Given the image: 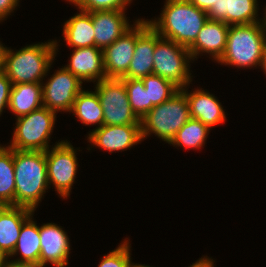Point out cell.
<instances>
[{
  "mask_svg": "<svg viewBox=\"0 0 266 267\" xmlns=\"http://www.w3.org/2000/svg\"><path fill=\"white\" fill-rule=\"evenodd\" d=\"M265 44L266 27L262 21L246 25H231L225 51L217 62L238 68L260 66Z\"/></svg>",
  "mask_w": 266,
  "mask_h": 267,
  "instance_id": "4",
  "label": "cell"
},
{
  "mask_svg": "<svg viewBox=\"0 0 266 267\" xmlns=\"http://www.w3.org/2000/svg\"><path fill=\"white\" fill-rule=\"evenodd\" d=\"M19 2V0H0V22L11 15Z\"/></svg>",
  "mask_w": 266,
  "mask_h": 267,
  "instance_id": "32",
  "label": "cell"
},
{
  "mask_svg": "<svg viewBox=\"0 0 266 267\" xmlns=\"http://www.w3.org/2000/svg\"><path fill=\"white\" fill-rule=\"evenodd\" d=\"M6 267H21V266H11V265H7Z\"/></svg>",
  "mask_w": 266,
  "mask_h": 267,
  "instance_id": "41",
  "label": "cell"
},
{
  "mask_svg": "<svg viewBox=\"0 0 266 267\" xmlns=\"http://www.w3.org/2000/svg\"><path fill=\"white\" fill-rule=\"evenodd\" d=\"M70 112H73V115H75L82 124H98L96 128L103 126V109L96 91L91 92L83 89L77 95Z\"/></svg>",
  "mask_w": 266,
  "mask_h": 267,
  "instance_id": "24",
  "label": "cell"
},
{
  "mask_svg": "<svg viewBox=\"0 0 266 267\" xmlns=\"http://www.w3.org/2000/svg\"><path fill=\"white\" fill-rule=\"evenodd\" d=\"M130 242L124 240L118 247L102 257L98 267H129L131 254Z\"/></svg>",
  "mask_w": 266,
  "mask_h": 267,
  "instance_id": "30",
  "label": "cell"
},
{
  "mask_svg": "<svg viewBox=\"0 0 266 267\" xmlns=\"http://www.w3.org/2000/svg\"><path fill=\"white\" fill-rule=\"evenodd\" d=\"M228 31V24L208 19L195 42L188 48L193 61L202 53H207L213 60L218 61L225 51Z\"/></svg>",
  "mask_w": 266,
  "mask_h": 267,
  "instance_id": "17",
  "label": "cell"
},
{
  "mask_svg": "<svg viewBox=\"0 0 266 267\" xmlns=\"http://www.w3.org/2000/svg\"><path fill=\"white\" fill-rule=\"evenodd\" d=\"M56 113L41 107L16 118V128L8 147L15 150L47 151Z\"/></svg>",
  "mask_w": 266,
  "mask_h": 267,
  "instance_id": "7",
  "label": "cell"
},
{
  "mask_svg": "<svg viewBox=\"0 0 266 267\" xmlns=\"http://www.w3.org/2000/svg\"><path fill=\"white\" fill-rule=\"evenodd\" d=\"M210 128L201 121L190 118L184 126L176 133L169 143L174 147L180 146L185 149H201L209 134Z\"/></svg>",
  "mask_w": 266,
  "mask_h": 267,
  "instance_id": "26",
  "label": "cell"
},
{
  "mask_svg": "<svg viewBox=\"0 0 266 267\" xmlns=\"http://www.w3.org/2000/svg\"><path fill=\"white\" fill-rule=\"evenodd\" d=\"M194 6L203 10L204 12H208L213 4H216L217 0H189Z\"/></svg>",
  "mask_w": 266,
  "mask_h": 267,
  "instance_id": "33",
  "label": "cell"
},
{
  "mask_svg": "<svg viewBox=\"0 0 266 267\" xmlns=\"http://www.w3.org/2000/svg\"><path fill=\"white\" fill-rule=\"evenodd\" d=\"M12 86L11 80L0 69V116L4 108L8 107Z\"/></svg>",
  "mask_w": 266,
  "mask_h": 267,
  "instance_id": "31",
  "label": "cell"
},
{
  "mask_svg": "<svg viewBox=\"0 0 266 267\" xmlns=\"http://www.w3.org/2000/svg\"><path fill=\"white\" fill-rule=\"evenodd\" d=\"M187 47L172 40L162 38L155 31V50L153 54V74L158 75L179 89L192 82L189 63L192 61Z\"/></svg>",
  "mask_w": 266,
  "mask_h": 267,
  "instance_id": "6",
  "label": "cell"
},
{
  "mask_svg": "<svg viewBox=\"0 0 266 267\" xmlns=\"http://www.w3.org/2000/svg\"><path fill=\"white\" fill-rule=\"evenodd\" d=\"M120 79L125 84L132 110L141 120L148 113V91L145 89L142 79Z\"/></svg>",
  "mask_w": 266,
  "mask_h": 267,
  "instance_id": "28",
  "label": "cell"
},
{
  "mask_svg": "<svg viewBox=\"0 0 266 267\" xmlns=\"http://www.w3.org/2000/svg\"><path fill=\"white\" fill-rule=\"evenodd\" d=\"M89 13L93 22L95 47L102 50L133 27L128 23L125 10H102Z\"/></svg>",
  "mask_w": 266,
  "mask_h": 267,
  "instance_id": "14",
  "label": "cell"
},
{
  "mask_svg": "<svg viewBox=\"0 0 266 267\" xmlns=\"http://www.w3.org/2000/svg\"><path fill=\"white\" fill-rule=\"evenodd\" d=\"M87 137L93 146L110 153L127 150L143 141L140 125H103L90 131Z\"/></svg>",
  "mask_w": 266,
  "mask_h": 267,
  "instance_id": "13",
  "label": "cell"
},
{
  "mask_svg": "<svg viewBox=\"0 0 266 267\" xmlns=\"http://www.w3.org/2000/svg\"><path fill=\"white\" fill-rule=\"evenodd\" d=\"M103 109V125H140V119L130 106L124 82L118 78H106L96 82Z\"/></svg>",
  "mask_w": 266,
  "mask_h": 267,
  "instance_id": "8",
  "label": "cell"
},
{
  "mask_svg": "<svg viewBox=\"0 0 266 267\" xmlns=\"http://www.w3.org/2000/svg\"><path fill=\"white\" fill-rule=\"evenodd\" d=\"M41 251L39 267H45L46 263L54 267L68 265L70 253V240L61 226L55 223H47L39 226Z\"/></svg>",
  "mask_w": 266,
  "mask_h": 267,
  "instance_id": "12",
  "label": "cell"
},
{
  "mask_svg": "<svg viewBox=\"0 0 266 267\" xmlns=\"http://www.w3.org/2000/svg\"><path fill=\"white\" fill-rule=\"evenodd\" d=\"M78 6V9L92 12L102 10H126L132 0H67Z\"/></svg>",
  "mask_w": 266,
  "mask_h": 267,
  "instance_id": "29",
  "label": "cell"
},
{
  "mask_svg": "<svg viewBox=\"0 0 266 267\" xmlns=\"http://www.w3.org/2000/svg\"><path fill=\"white\" fill-rule=\"evenodd\" d=\"M129 267H150L148 265H145V264H133L130 260V264H129Z\"/></svg>",
  "mask_w": 266,
  "mask_h": 267,
  "instance_id": "37",
  "label": "cell"
},
{
  "mask_svg": "<svg viewBox=\"0 0 266 267\" xmlns=\"http://www.w3.org/2000/svg\"><path fill=\"white\" fill-rule=\"evenodd\" d=\"M260 66H261L262 70H264V74L266 75V44H265L264 53L262 56Z\"/></svg>",
  "mask_w": 266,
  "mask_h": 267,
  "instance_id": "36",
  "label": "cell"
},
{
  "mask_svg": "<svg viewBox=\"0 0 266 267\" xmlns=\"http://www.w3.org/2000/svg\"><path fill=\"white\" fill-rule=\"evenodd\" d=\"M190 118L188 100L179 90L170 99L154 106L140 120L142 140L153 133L169 144Z\"/></svg>",
  "mask_w": 266,
  "mask_h": 267,
  "instance_id": "5",
  "label": "cell"
},
{
  "mask_svg": "<svg viewBox=\"0 0 266 267\" xmlns=\"http://www.w3.org/2000/svg\"><path fill=\"white\" fill-rule=\"evenodd\" d=\"M34 211L12 205L0 210V251L9 258L14 251L23 223Z\"/></svg>",
  "mask_w": 266,
  "mask_h": 267,
  "instance_id": "19",
  "label": "cell"
},
{
  "mask_svg": "<svg viewBox=\"0 0 266 267\" xmlns=\"http://www.w3.org/2000/svg\"><path fill=\"white\" fill-rule=\"evenodd\" d=\"M257 0H217L207 12L209 20L225 24L246 25L262 21L258 19ZM257 17V18H256Z\"/></svg>",
  "mask_w": 266,
  "mask_h": 267,
  "instance_id": "15",
  "label": "cell"
},
{
  "mask_svg": "<svg viewBox=\"0 0 266 267\" xmlns=\"http://www.w3.org/2000/svg\"><path fill=\"white\" fill-rule=\"evenodd\" d=\"M49 185L53 184L55 191L63 199L70 196L74 184L78 162L76 150L67 140L56 144L45 151Z\"/></svg>",
  "mask_w": 266,
  "mask_h": 267,
  "instance_id": "9",
  "label": "cell"
},
{
  "mask_svg": "<svg viewBox=\"0 0 266 267\" xmlns=\"http://www.w3.org/2000/svg\"><path fill=\"white\" fill-rule=\"evenodd\" d=\"M31 215L22 225L16 247L9 257L18 252L21 258L10 261L8 265L21 267H39V256L41 251L39 226L32 220Z\"/></svg>",
  "mask_w": 266,
  "mask_h": 267,
  "instance_id": "20",
  "label": "cell"
},
{
  "mask_svg": "<svg viewBox=\"0 0 266 267\" xmlns=\"http://www.w3.org/2000/svg\"><path fill=\"white\" fill-rule=\"evenodd\" d=\"M264 11H265V13H264L265 16L263 17L264 19L262 18V24L266 27V6H265V10Z\"/></svg>",
  "mask_w": 266,
  "mask_h": 267,
  "instance_id": "38",
  "label": "cell"
},
{
  "mask_svg": "<svg viewBox=\"0 0 266 267\" xmlns=\"http://www.w3.org/2000/svg\"><path fill=\"white\" fill-rule=\"evenodd\" d=\"M56 40L28 45L16 52L2 48L1 70L12 84L43 83L58 50Z\"/></svg>",
  "mask_w": 266,
  "mask_h": 267,
  "instance_id": "1",
  "label": "cell"
},
{
  "mask_svg": "<svg viewBox=\"0 0 266 267\" xmlns=\"http://www.w3.org/2000/svg\"><path fill=\"white\" fill-rule=\"evenodd\" d=\"M4 204L0 202V210L3 208Z\"/></svg>",
  "mask_w": 266,
  "mask_h": 267,
  "instance_id": "40",
  "label": "cell"
},
{
  "mask_svg": "<svg viewBox=\"0 0 266 267\" xmlns=\"http://www.w3.org/2000/svg\"><path fill=\"white\" fill-rule=\"evenodd\" d=\"M131 27L115 42L103 49L106 78H122L129 69L136 39L150 26L145 19H137Z\"/></svg>",
  "mask_w": 266,
  "mask_h": 267,
  "instance_id": "10",
  "label": "cell"
},
{
  "mask_svg": "<svg viewBox=\"0 0 266 267\" xmlns=\"http://www.w3.org/2000/svg\"><path fill=\"white\" fill-rule=\"evenodd\" d=\"M79 11L78 14L65 21L62 31L64 40L72 48L95 46L91 14L83 10Z\"/></svg>",
  "mask_w": 266,
  "mask_h": 267,
  "instance_id": "23",
  "label": "cell"
},
{
  "mask_svg": "<svg viewBox=\"0 0 266 267\" xmlns=\"http://www.w3.org/2000/svg\"><path fill=\"white\" fill-rule=\"evenodd\" d=\"M213 259L205 256L201 257L198 261L190 265L189 267H214Z\"/></svg>",
  "mask_w": 266,
  "mask_h": 267,
  "instance_id": "34",
  "label": "cell"
},
{
  "mask_svg": "<svg viewBox=\"0 0 266 267\" xmlns=\"http://www.w3.org/2000/svg\"><path fill=\"white\" fill-rule=\"evenodd\" d=\"M8 265V258L0 251V267H6Z\"/></svg>",
  "mask_w": 266,
  "mask_h": 267,
  "instance_id": "35",
  "label": "cell"
},
{
  "mask_svg": "<svg viewBox=\"0 0 266 267\" xmlns=\"http://www.w3.org/2000/svg\"><path fill=\"white\" fill-rule=\"evenodd\" d=\"M0 202L15 206L14 149L0 145Z\"/></svg>",
  "mask_w": 266,
  "mask_h": 267,
  "instance_id": "25",
  "label": "cell"
},
{
  "mask_svg": "<svg viewBox=\"0 0 266 267\" xmlns=\"http://www.w3.org/2000/svg\"><path fill=\"white\" fill-rule=\"evenodd\" d=\"M186 88L183 87L180 90L186 95L192 119L201 121L210 129L225 122L224 109L213 94L202 90V88L189 93Z\"/></svg>",
  "mask_w": 266,
  "mask_h": 267,
  "instance_id": "18",
  "label": "cell"
},
{
  "mask_svg": "<svg viewBox=\"0 0 266 267\" xmlns=\"http://www.w3.org/2000/svg\"><path fill=\"white\" fill-rule=\"evenodd\" d=\"M148 91V112L156 105L170 99L180 89L172 82L155 74L141 78Z\"/></svg>",
  "mask_w": 266,
  "mask_h": 267,
  "instance_id": "27",
  "label": "cell"
},
{
  "mask_svg": "<svg viewBox=\"0 0 266 267\" xmlns=\"http://www.w3.org/2000/svg\"><path fill=\"white\" fill-rule=\"evenodd\" d=\"M155 30L149 26L137 39L128 72L122 78L141 79L153 74Z\"/></svg>",
  "mask_w": 266,
  "mask_h": 267,
  "instance_id": "21",
  "label": "cell"
},
{
  "mask_svg": "<svg viewBox=\"0 0 266 267\" xmlns=\"http://www.w3.org/2000/svg\"><path fill=\"white\" fill-rule=\"evenodd\" d=\"M208 19L189 0H166L160 17L148 22L162 38L189 48Z\"/></svg>",
  "mask_w": 266,
  "mask_h": 267,
  "instance_id": "2",
  "label": "cell"
},
{
  "mask_svg": "<svg viewBox=\"0 0 266 267\" xmlns=\"http://www.w3.org/2000/svg\"><path fill=\"white\" fill-rule=\"evenodd\" d=\"M69 62L64 67L82 82L106 79L103 50L98 47L74 48Z\"/></svg>",
  "mask_w": 266,
  "mask_h": 267,
  "instance_id": "16",
  "label": "cell"
},
{
  "mask_svg": "<svg viewBox=\"0 0 266 267\" xmlns=\"http://www.w3.org/2000/svg\"><path fill=\"white\" fill-rule=\"evenodd\" d=\"M83 82L65 67L57 70L42 83L43 106L57 113L70 112L77 95L82 91Z\"/></svg>",
  "mask_w": 266,
  "mask_h": 267,
  "instance_id": "11",
  "label": "cell"
},
{
  "mask_svg": "<svg viewBox=\"0 0 266 267\" xmlns=\"http://www.w3.org/2000/svg\"><path fill=\"white\" fill-rule=\"evenodd\" d=\"M3 44L0 42V69H1V52H2Z\"/></svg>",
  "mask_w": 266,
  "mask_h": 267,
  "instance_id": "39",
  "label": "cell"
},
{
  "mask_svg": "<svg viewBox=\"0 0 266 267\" xmlns=\"http://www.w3.org/2000/svg\"><path fill=\"white\" fill-rule=\"evenodd\" d=\"M43 107L42 83H22L12 86L8 109L20 117Z\"/></svg>",
  "mask_w": 266,
  "mask_h": 267,
  "instance_id": "22",
  "label": "cell"
},
{
  "mask_svg": "<svg viewBox=\"0 0 266 267\" xmlns=\"http://www.w3.org/2000/svg\"><path fill=\"white\" fill-rule=\"evenodd\" d=\"M15 206L35 212L49 188L45 151L14 149Z\"/></svg>",
  "mask_w": 266,
  "mask_h": 267,
  "instance_id": "3",
  "label": "cell"
}]
</instances>
